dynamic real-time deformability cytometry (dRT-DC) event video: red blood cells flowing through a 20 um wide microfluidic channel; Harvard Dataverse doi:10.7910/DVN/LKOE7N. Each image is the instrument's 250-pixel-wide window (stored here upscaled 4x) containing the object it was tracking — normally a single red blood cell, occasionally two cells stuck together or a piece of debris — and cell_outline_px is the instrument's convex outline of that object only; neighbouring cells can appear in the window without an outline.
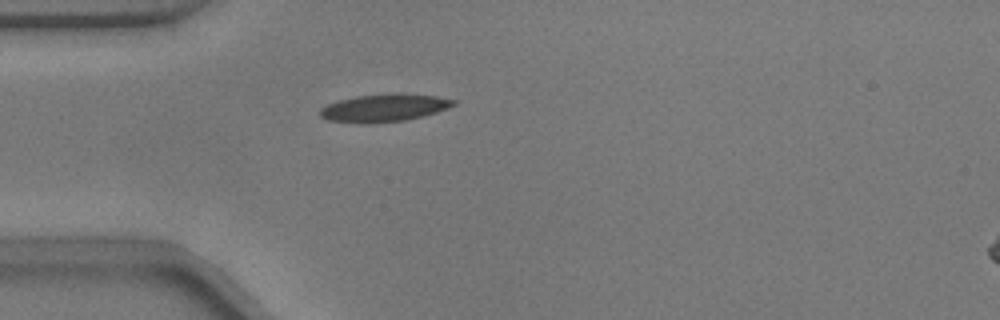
{"species": "common noctule bat (a hibernating species)", "species_latin": "Nyctalus noctula", "temperature_condition": "warm", "stored_images_in_passage": 35, "camera_frame_rate_fps": 3000, "um_per_image_px": 0.085, "animal": {"sex": "male", "body_mass_g": 17.9}, "frame": {"image": 1, "passage_image": 1, "time_ms": 0.0, "image_size_px": [1000, 320], "cell_outline_px": [[456, 104], [448, 108], [424, 116], [404, 120], [328, 120], [320, 116], [320, 108], [328, 104], [340, 100], [356, 96], [396, 92], [436, 96], [456, 100]], "centroid_in_image_um": [32.75, 9.1], "position_along_channel_um": 52.2, "area_um2": 20.52}}
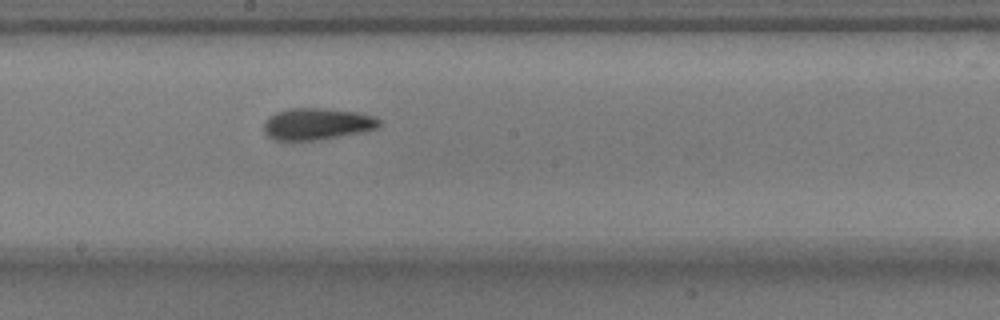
{"frame": {"image": 2, "passage_image": 15, "time_ms": 4.667, "image_size_px": [1000, 320], "cell_outline_px": [[380, 128], [364, 132], [320, 140], [272, 140], [264, 132], [264, 124], [268, 116], [276, 112], [288, 108], [324, 108], [356, 112], [376, 116], [380, 120]], "centroid_in_image_um": [26.97, 10.54], "position_along_channel_um": 221.2, "area_um2": 21.68}}
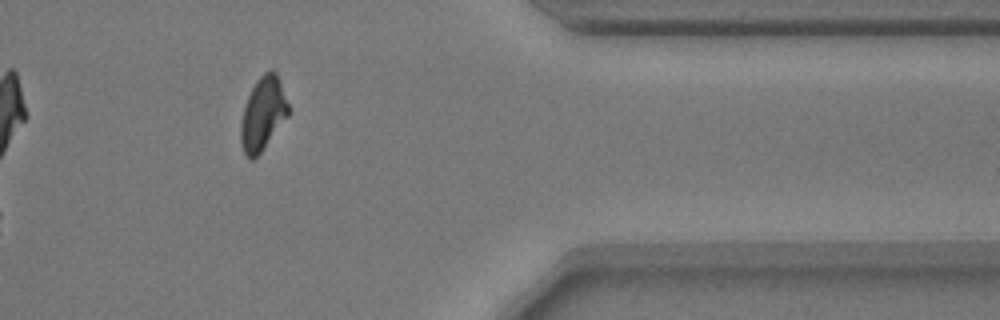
{"frame": {"image": 3, "passage_image": 30, "time_ms": 9.667, "image_size_px": [1000, 320], "cell_outline_px": [[292, 112], [260, 152], [252, 160], [248, 160], [244, 152], [240, 140], [240, 124], [244, 108], [248, 96], [256, 80], [264, 72], [272, 68], [276, 72], [292, 108]], "centroid_in_image_um": [22.39, 9.64], "position_along_channel_um": 389.0, "area_um2": 20.63}, "authors_computed_cell_mechanics": {"area_um2": 20.9814, "velocity_mm_per_s": 3.7807, "shape_relaxation_time_tau1_ms": 4.3262, "shape_relaxation_time_tau2_ms": 2.5189, "deformation_change_tau1": 0.1321, "deformation_change_tau2": 0.0785}}